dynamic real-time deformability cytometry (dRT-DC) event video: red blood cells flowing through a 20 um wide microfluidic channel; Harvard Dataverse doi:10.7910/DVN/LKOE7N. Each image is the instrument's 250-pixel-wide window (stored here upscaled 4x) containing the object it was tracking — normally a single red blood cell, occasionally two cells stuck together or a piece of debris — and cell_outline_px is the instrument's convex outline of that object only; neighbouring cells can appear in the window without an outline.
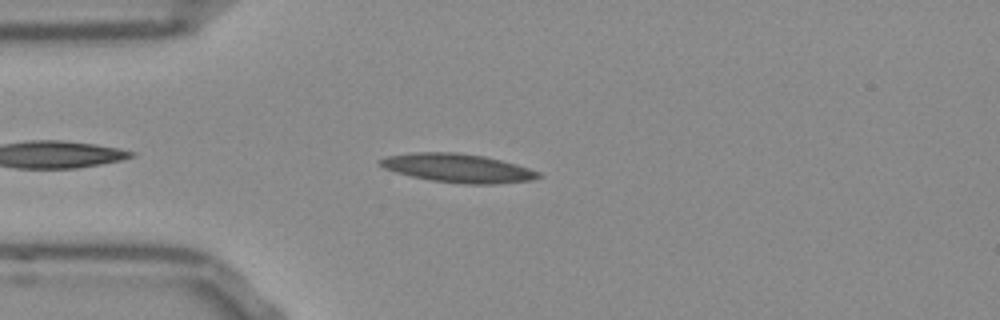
{"species": "Egyptian fruit bat (a non-hibernating species)", "species_latin": "Rousettus aegyptiacus", "temperature_condition": "room temperature", "stored_images_in_passage": 38, "camera_frame_rate_fps": 3000, "um_per_image_px": 0.085, "frame": {"image": 1, "passage_image": 4, "time_ms": 1.0, "image_size_px": [1000, 320], "cell_outline_px": [[544, 176], [532, 180], [496, 184], [464, 184], [432, 180], [412, 176], [396, 172], [384, 168], [380, 164], [380, 160], [388, 156], [416, 152], [456, 152], [484, 156], [516, 164], [540, 172]], "centroid_in_image_um": [38.97, 14.29], "position_along_channel_um": 46.0, "area_um2": 26.24}}
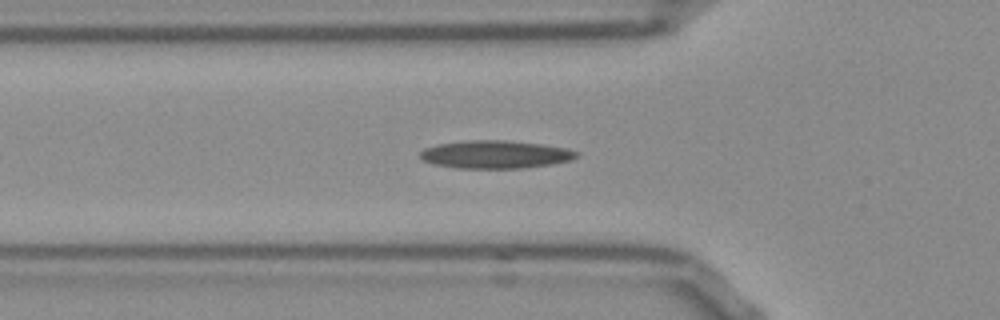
{"frame": {"image": 2, "passage_image": 8, "time_ms": 2.333, "image_size_px": [1000, 320], "cell_outline_px": [[580, 156], [572, 160], [552, 164], [524, 168], [456, 168], [436, 164], [424, 160], [420, 156], [420, 152], [424, 148], [440, 144], [468, 140], [504, 140], [540, 144], [568, 148], [580, 152]], "centroid_in_image_um": [42.18, 13.13], "position_along_channel_um": 83.6, "area_um2": 25.43}}
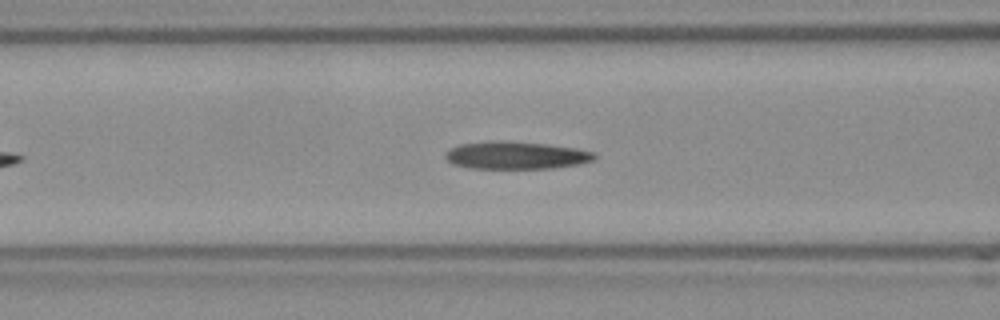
{"frame": {"image": 3, "passage_image": 11, "time_ms": 3.333, "image_size_px": [1000, 320], "cell_outline_px": [[596, 156], [592, 160], [580, 164], [552, 168], [472, 168], [452, 164], [444, 156], [452, 148], [460, 144], [488, 140], [504, 140], [548, 144], [576, 148], [592, 152]], "centroid_in_image_um": [43.85, 13.19], "position_along_channel_um": 122.7, "area_um2": 23.93}}